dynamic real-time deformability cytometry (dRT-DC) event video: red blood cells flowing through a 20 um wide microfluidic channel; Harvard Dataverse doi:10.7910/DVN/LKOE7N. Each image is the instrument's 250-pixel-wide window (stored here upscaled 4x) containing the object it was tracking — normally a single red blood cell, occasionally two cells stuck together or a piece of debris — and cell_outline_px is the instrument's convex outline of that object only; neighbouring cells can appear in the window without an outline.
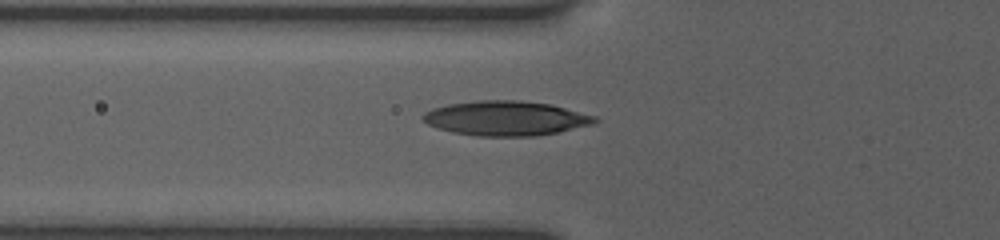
{"species": "human", "species_latin": "Homo sapiens", "temperature_condition": "room temperature", "stored_images_in_passage": 15, "camera_frame_rate_fps": 3000, "um_per_image_px": 0.085, "donor": {"sex": "female"}, "frame": {"image": 1, "passage_image": 2, "time_ms": 0.333, "image_size_px": [1000, 240], "cell_outline_px": [[600, 120], [596, 124], [560, 132], [536, 136], [476, 136], [452, 132], [436, 128], [428, 124], [420, 116], [424, 112], [432, 108], [448, 104], [476, 100], [520, 100], [552, 104], [596, 116]], "centroid_in_image_um": [43.03, 10.05], "position_along_channel_um": 82.8, "area_um2": 35.2}}
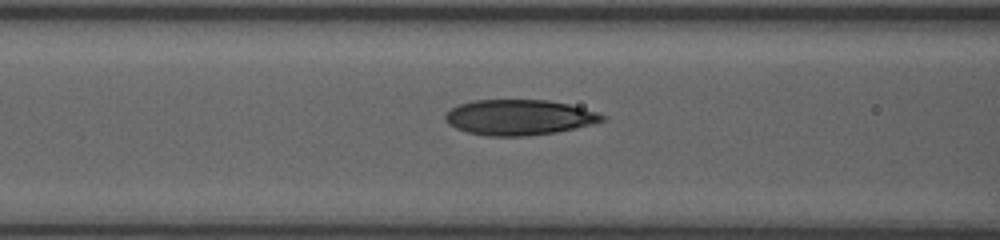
{"frame": {"image": 2, "passage_image": 7, "time_ms": 1.333, "image_size_px": [1000, 240], "cell_outline_px": [[608, 120], [596, 124], [556, 132], [528, 136], [484, 136], [468, 132], [456, 128], [448, 124], [444, 120], [444, 116], [452, 108], [460, 104], [472, 100], [548, 100], [568, 104], [596, 112], [608, 116]], "centroid_in_image_um": [44.16, 9.98], "position_along_channel_um": 122.4, "area_um2": 32.66}}
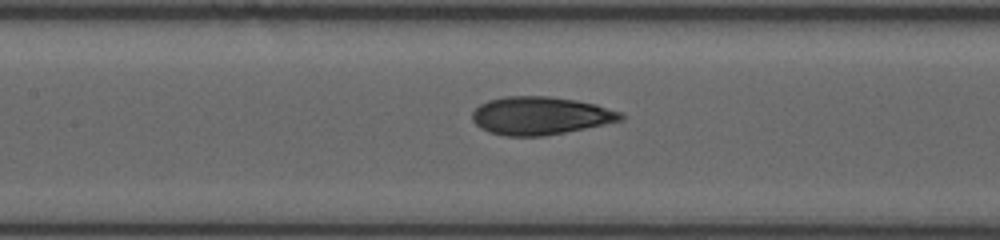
{"frame": {"image": 3, "passage_image": 11, "time_ms": 2.333, "image_size_px": [1000, 240], "cell_outline_px": [[624, 120], [544, 136], [504, 136], [488, 132], [480, 128], [472, 120], [472, 112], [480, 104], [488, 100], [504, 96], [548, 96], [576, 100], [596, 104], [624, 112]], "centroid_in_image_um": [45.93, 9.83], "position_along_channel_um": 161.5, "area_um2": 33.06}}